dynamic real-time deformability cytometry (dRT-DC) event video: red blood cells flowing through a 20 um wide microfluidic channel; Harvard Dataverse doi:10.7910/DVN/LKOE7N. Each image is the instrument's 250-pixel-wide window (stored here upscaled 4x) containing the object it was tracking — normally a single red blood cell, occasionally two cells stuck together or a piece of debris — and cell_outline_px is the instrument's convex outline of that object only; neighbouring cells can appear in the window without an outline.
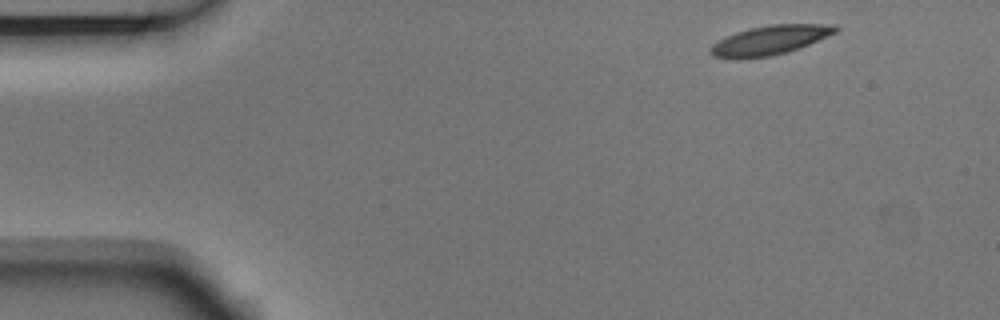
{"species": "Egyptian fruit bat (a non-hibernating species)", "species_latin": "Rousettus aegyptiacus", "temperature_condition": "room temperature", "stored_images_in_passage": 5, "camera_frame_rate_fps": 3000, "um_per_image_px": 0.085, "animal": {"sex": "male"}, "frame": {"image": 1, "passage_image": 1, "time_ms": 0.0, "image_size_px": [1000, 320], "cell_outline_px": [[840, 28], [836, 32], [800, 48], [788, 52], [772, 56], [740, 60], [712, 56], [708, 52], [708, 48], [712, 44], [736, 32], [752, 28], [772, 24], [836, 24]], "centroid_in_image_um": [65.42, 3.44], "position_along_channel_um": 19.6, "area_um2": 21.56}}
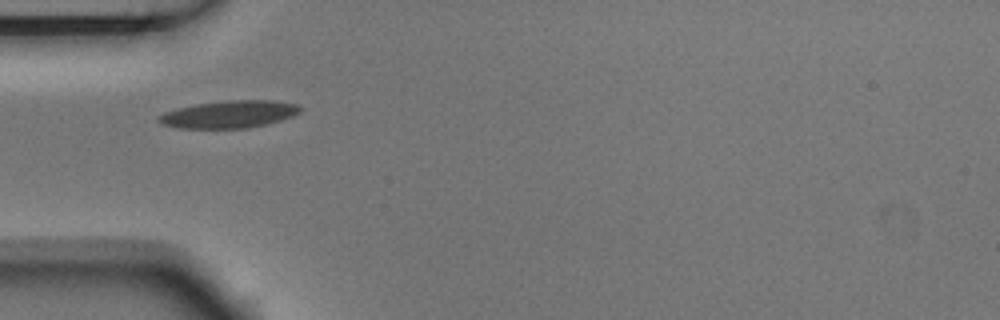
{"frame": {"image": 2, "passage_image": 4, "time_ms": 1.0, "image_size_px": [1000, 320], "cell_outline_px": [[304, 108], [300, 112], [292, 116], [268, 124], [248, 128], [180, 128], [164, 124], [156, 120], [156, 116], [164, 112], [196, 104], [224, 100], [272, 100], [300, 104]], "centroid_in_image_um": [19.53, 9.7], "position_along_channel_um": 65.5, "area_um2": 22.72}}
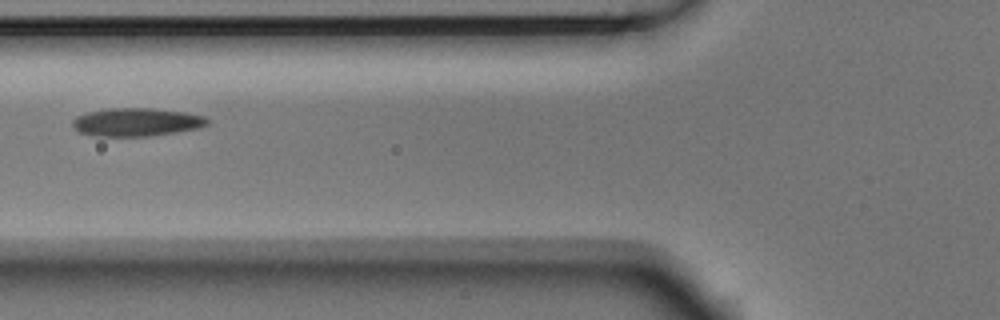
{"frame": {"image": 3, "passage_image": 5, "time_ms": 1.333, "image_size_px": [1000, 320], "cell_outline_px": [[208, 124], [200, 128], [152, 136], [96, 136], [80, 132], [72, 124], [72, 120], [76, 116], [88, 112], [108, 108], [152, 108], [184, 112], [204, 116], [208, 120]], "centroid_in_image_um": [11.61, 10.38], "position_along_channel_um": 114.2, "area_um2": 22.14}}